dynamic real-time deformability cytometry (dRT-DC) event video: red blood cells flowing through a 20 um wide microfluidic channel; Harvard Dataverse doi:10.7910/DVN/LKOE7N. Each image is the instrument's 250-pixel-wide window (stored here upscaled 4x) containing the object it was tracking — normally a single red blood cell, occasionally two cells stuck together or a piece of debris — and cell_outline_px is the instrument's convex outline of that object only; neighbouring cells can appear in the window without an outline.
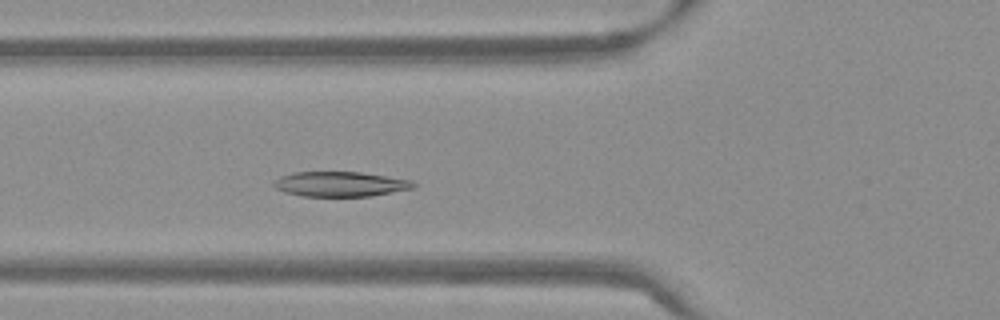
{"species": "Egyptian fruit bat (a non-hibernating species)", "species_latin": "Rousettus aegyptiacus", "temperature_condition": "warm", "stored_images_in_passage": 49, "camera_frame_rate_fps": 3000, "um_per_image_px": 0.085, "frame": {"image": 1, "passage_image": 15, "time_ms": 4.667, "image_size_px": [1000, 320], "cell_outline_px": [[416, 188], [368, 196], [300, 196], [284, 192], [276, 188], [272, 184], [280, 176], [292, 172], [360, 172], [412, 180], [416, 184]], "centroid_in_image_um": [28.92, 15.64], "position_along_channel_um": 96.9, "area_um2": 20.29}}
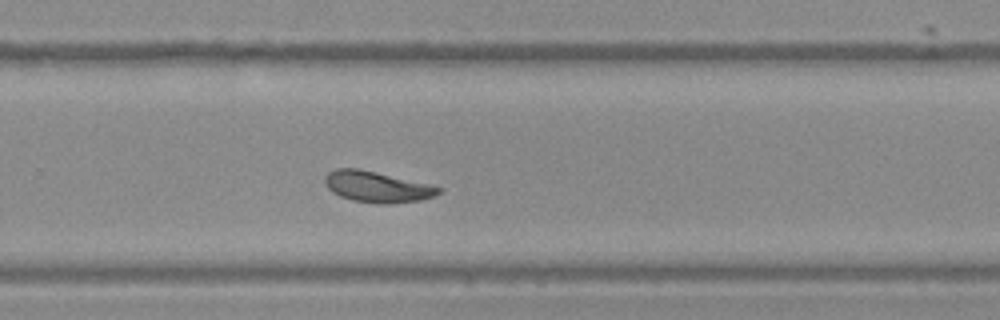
{"frame": {"image": 2, "passage_image": 31, "time_ms": 10.0, "image_size_px": [1000, 320], "cell_outline_px": [[444, 188], [440, 192], [432, 196], [420, 200], [388, 204], [380, 204], [352, 200], [340, 196], [332, 192], [324, 184], [324, 176], [328, 172], [336, 168], [360, 168], [432, 184]], "centroid_in_image_um": [32.04, 15.86], "position_along_channel_um": 297.8, "area_um2": 20.81}}
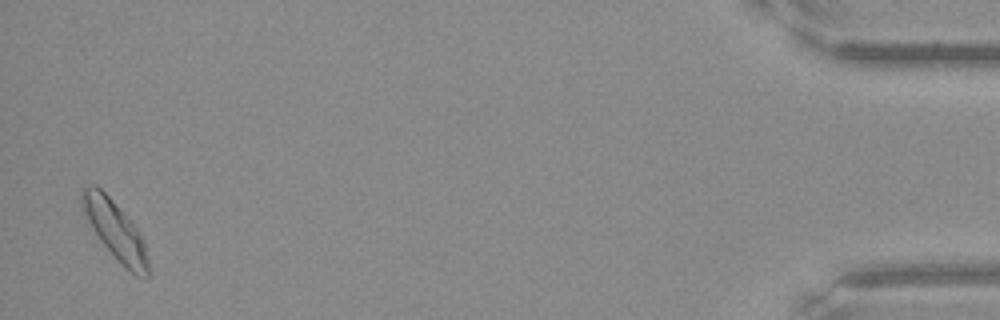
{"frame": {"image": 3, "passage_image": 48, "time_ms": 15.667, "image_size_px": [1000, 320], "cell_outline_px": [[148, 276], [136, 276], [124, 268], [100, 240], [92, 228], [80, 204], [80, 192], [84, 188], [92, 184], [96, 184], [132, 220], [140, 232], [144, 244], [148, 260]], "centroid_in_image_um": [9.78, 19.55], "position_along_channel_um": 425.4, "area_um2": 22.48}, "authors_computed_cell_mechanics": {"area_um2": 20.6346, "velocity_mm_per_s": 3.7683, "shape_relaxation_time_tau1_ms": 2.4583, "shape_relaxation_time_tau2_ms": 4.3849, "deformation_change_tau1": 0.1209, "deformation_change_tau2": 0.0974}}